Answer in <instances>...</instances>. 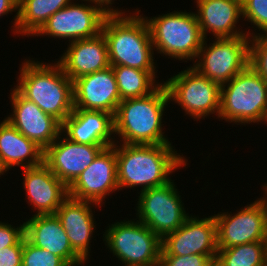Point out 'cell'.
I'll use <instances>...</instances> for the list:
<instances>
[{
    "mask_svg": "<svg viewBox=\"0 0 267 266\" xmlns=\"http://www.w3.org/2000/svg\"><path fill=\"white\" fill-rule=\"evenodd\" d=\"M61 133L81 144L113 146L116 143L113 115L105 111L73 109L61 123Z\"/></svg>",
    "mask_w": 267,
    "mask_h": 266,
    "instance_id": "23",
    "label": "cell"
},
{
    "mask_svg": "<svg viewBox=\"0 0 267 266\" xmlns=\"http://www.w3.org/2000/svg\"><path fill=\"white\" fill-rule=\"evenodd\" d=\"M25 58L14 88L44 113L66 120L74 109L73 81L55 61L46 63Z\"/></svg>",
    "mask_w": 267,
    "mask_h": 266,
    "instance_id": "3",
    "label": "cell"
},
{
    "mask_svg": "<svg viewBox=\"0 0 267 266\" xmlns=\"http://www.w3.org/2000/svg\"><path fill=\"white\" fill-rule=\"evenodd\" d=\"M102 207L90 201L68 196L56 211L72 249L87 263L91 253V239L97 226L95 209ZM94 209V212H93ZM94 213V214H93ZM94 233V234H93Z\"/></svg>",
    "mask_w": 267,
    "mask_h": 266,
    "instance_id": "18",
    "label": "cell"
},
{
    "mask_svg": "<svg viewBox=\"0 0 267 266\" xmlns=\"http://www.w3.org/2000/svg\"><path fill=\"white\" fill-rule=\"evenodd\" d=\"M169 104L163 83L148 96L121 101L113 116L116 143L172 144L162 124Z\"/></svg>",
    "mask_w": 267,
    "mask_h": 266,
    "instance_id": "4",
    "label": "cell"
},
{
    "mask_svg": "<svg viewBox=\"0 0 267 266\" xmlns=\"http://www.w3.org/2000/svg\"><path fill=\"white\" fill-rule=\"evenodd\" d=\"M44 150L19 132L5 118L0 121V165L9 172L16 166L35 167L43 163Z\"/></svg>",
    "mask_w": 267,
    "mask_h": 266,
    "instance_id": "24",
    "label": "cell"
},
{
    "mask_svg": "<svg viewBox=\"0 0 267 266\" xmlns=\"http://www.w3.org/2000/svg\"><path fill=\"white\" fill-rule=\"evenodd\" d=\"M250 65L267 79V32L250 38Z\"/></svg>",
    "mask_w": 267,
    "mask_h": 266,
    "instance_id": "30",
    "label": "cell"
},
{
    "mask_svg": "<svg viewBox=\"0 0 267 266\" xmlns=\"http://www.w3.org/2000/svg\"><path fill=\"white\" fill-rule=\"evenodd\" d=\"M261 189L262 191H264L263 197L261 196L258 199L263 203V206L265 207L266 215H267V183L266 182L262 185Z\"/></svg>",
    "mask_w": 267,
    "mask_h": 266,
    "instance_id": "36",
    "label": "cell"
},
{
    "mask_svg": "<svg viewBox=\"0 0 267 266\" xmlns=\"http://www.w3.org/2000/svg\"><path fill=\"white\" fill-rule=\"evenodd\" d=\"M23 188L34 215L55 214L68 197V187L44 164L24 168Z\"/></svg>",
    "mask_w": 267,
    "mask_h": 266,
    "instance_id": "19",
    "label": "cell"
},
{
    "mask_svg": "<svg viewBox=\"0 0 267 266\" xmlns=\"http://www.w3.org/2000/svg\"><path fill=\"white\" fill-rule=\"evenodd\" d=\"M213 215L217 226L218 249L267 242L266 210L258 198L242 206L235 214L227 211Z\"/></svg>",
    "mask_w": 267,
    "mask_h": 266,
    "instance_id": "12",
    "label": "cell"
},
{
    "mask_svg": "<svg viewBox=\"0 0 267 266\" xmlns=\"http://www.w3.org/2000/svg\"><path fill=\"white\" fill-rule=\"evenodd\" d=\"M204 266H220L217 257L210 259Z\"/></svg>",
    "mask_w": 267,
    "mask_h": 266,
    "instance_id": "37",
    "label": "cell"
},
{
    "mask_svg": "<svg viewBox=\"0 0 267 266\" xmlns=\"http://www.w3.org/2000/svg\"><path fill=\"white\" fill-rule=\"evenodd\" d=\"M110 146L76 143L60 133L58 138L44 150L43 163L69 187L97 155Z\"/></svg>",
    "mask_w": 267,
    "mask_h": 266,
    "instance_id": "16",
    "label": "cell"
},
{
    "mask_svg": "<svg viewBox=\"0 0 267 266\" xmlns=\"http://www.w3.org/2000/svg\"><path fill=\"white\" fill-rule=\"evenodd\" d=\"M22 266H68L59 256L31 244L23 237Z\"/></svg>",
    "mask_w": 267,
    "mask_h": 266,
    "instance_id": "29",
    "label": "cell"
},
{
    "mask_svg": "<svg viewBox=\"0 0 267 266\" xmlns=\"http://www.w3.org/2000/svg\"><path fill=\"white\" fill-rule=\"evenodd\" d=\"M24 236L33 245L59 256L68 266L86 262L72 249L56 214L33 215L24 221Z\"/></svg>",
    "mask_w": 267,
    "mask_h": 266,
    "instance_id": "20",
    "label": "cell"
},
{
    "mask_svg": "<svg viewBox=\"0 0 267 266\" xmlns=\"http://www.w3.org/2000/svg\"><path fill=\"white\" fill-rule=\"evenodd\" d=\"M74 109L105 111L114 116L121 102L111 66L73 81Z\"/></svg>",
    "mask_w": 267,
    "mask_h": 266,
    "instance_id": "17",
    "label": "cell"
},
{
    "mask_svg": "<svg viewBox=\"0 0 267 266\" xmlns=\"http://www.w3.org/2000/svg\"><path fill=\"white\" fill-rule=\"evenodd\" d=\"M11 113L5 119L29 140L45 150L61 133V123L24 98L14 87L10 90Z\"/></svg>",
    "mask_w": 267,
    "mask_h": 266,
    "instance_id": "15",
    "label": "cell"
},
{
    "mask_svg": "<svg viewBox=\"0 0 267 266\" xmlns=\"http://www.w3.org/2000/svg\"><path fill=\"white\" fill-rule=\"evenodd\" d=\"M220 266H267V242H253L218 249Z\"/></svg>",
    "mask_w": 267,
    "mask_h": 266,
    "instance_id": "27",
    "label": "cell"
},
{
    "mask_svg": "<svg viewBox=\"0 0 267 266\" xmlns=\"http://www.w3.org/2000/svg\"><path fill=\"white\" fill-rule=\"evenodd\" d=\"M117 190L116 150L110 146L104 148L68 187V196L103 206L107 195L109 197Z\"/></svg>",
    "mask_w": 267,
    "mask_h": 266,
    "instance_id": "14",
    "label": "cell"
},
{
    "mask_svg": "<svg viewBox=\"0 0 267 266\" xmlns=\"http://www.w3.org/2000/svg\"><path fill=\"white\" fill-rule=\"evenodd\" d=\"M5 171L3 170V168L1 167V165H0V177L3 175V177H4V175H5Z\"/></svg>",
    "mask_w": 267,
    "mask_h": 266,
    "instance_id": "38",
    "label": "cell"
},
{
    "mask_svg": "<svg viewBox=\"0 0 267 266\" xmlns=\"http://www.w3.org/2000/svg\"><path fill=\"white\" fill-rule=\"evenodd\" d=\"M77 1H72L51 15L34 37L67 39L69 43L99 35L110 11L95 1L82 0L81 3Z\"/></svg>",
    "mask_w": 267,
    "mask_h": 266,
    "instance_id": "11",
    "label": "cell"
},
{
    "mask_svg": "<svg viewBox=\"0 0 267 266\" xmlns=\"http://www.w3.org/2000/svg\"><path fill=\"white\" fill-rule=\"evenodd\" d=\"M72 1L74 0H18V20L15 35L32 38L51 15Z\"/></svg>",
    "mask_w": 267,
    "mask_h": 266,
    "instance_id": "25",
    "label": "cell"
},
{
    "mask_svg": "<svg viewBox=\"0 0 267 266\" xmlns=\"http://www.w3.org/2000/svg\"><path fill=\"white\" fill-rule=\"evenodd\" d=\"M143 16L157 54L183 62L196 60L205 38L195 12L174 10L155 17Z\"/></svg>",
    "mask_w": 267,
    "mask_h": 266,
    "instance_id": "6",
    "label": "cell"
},
{
    "mask_svg": "<svg viewBox=\"0 0 267 266\" xmlns=\"http://www.w3.org/2000/svg\"><path fill=\"white\" fill-rule=\"evenodd\" d=\"M121 101L126 99L141 98L150 95L162 83L157 82L158 71H144L127 66H111Z\"/></svg>",
    "mask_w": 267,
    "mask_h": 266,
    "instance_id": "26",
    "label": "cell"
},
{
    "mask_svg": "<svg viewBox=\"0 0 267 266\" xmlns=\"http://www.w3.org/2000/svg\"><path fill=\"white\" fill-rule=\"evenodd\" d=\"M65 49L56 62L72 81L110 66L107 43L102 33L69 42Z\"/></svg>",
    "mask_w": 267,
    "mask_h": 266,
    "instance_id": "22",
    "label": "cell"
},
{
    "mask_svg": "<svg viewBox=\"0 0 267 266\" xmlns=\"http://www.w3.org/2000/svg\"><path fill=\"white\" fill-rule=\"evenodd\" d=\"M175 180L137 192L136 219L144 223L161 240L176 231L191 215L186 212L184 202Z\"/></svg>",
    "mask_w": 267,
    "mask_h": 266,
    "instance_id": "9",
    "label": "cell"
},
{
    "mask_svg": "<svg viewBox=\"0 0 267 266\" xmlns=\"http://www.w3.org/2000/svg\"><path fill=\"white\" fill-rule=\"evenodd\" d=\"M163 80L169 102L178 104L196 121L209 118L214 114L217 119L220 112L221 85L200 74L191 65L185 70Z\"/></svg>",
    "mask_w": 267,
    "mask_h": 266,
    "instance_id": "8",
    "label": "cell"
},
{
    "mask_svg": "<svg viewBox=\"0 0 267 266\" xmlns=\"http://www.w3.org/2000/svg\"><path fill=\"white\" fill-rule=\"evenodd\" d=\"M105 229L102 239L106 249L122 266H159L162 240L144 223L126 218Z\"/></svg>",
    "mask_w": 267,
    "mask_h": 266,
    "instance_id": "7",
    "label": "cell"
},
{
    "mask_svg": "<svg viewBox=\"0 0 267 266\" xmlns=\"http://www.w3.org/2000/svg\"><path fill=\"white\" fill-rule=\"evenodd\" d=\"M196 17L202 35L214 38L248 36L238 25L242 17V0H195ZM238 25V26H237ZM241 26V28H239Z\"/></svg>",
    "mask_w": 267,
    "mask_h": 266,
    "instance_id": "21",
    "label": "cell"
},
{
    "mask_svg": "<svg viewBox=\"0 0 267 266\" xmlns=\"http://www.w3.org/2000/svg\"><path fill=\"white\" fill-rule=\"evenodd\" d=\"M81 0H79L80 2ZM90 1H95L97 3H100L101 5H103L106 9H108L110 12H120V11H125V9L121 10V8H115L114 6H112L113 4H115L114 2L116 0H90Z\"/></svg>",
    "mask_w": 267,
    "mask_h": 266,
    "instance_id": "35",
    "label": "cell"
},
{
    "mask_svg": "<svg viewBox=\"0 0 267 266\" xmlns=\"http://www.w3.org/2000/svg\"><path fill=\"white\" fill-rule=\"evenodd\" d=\"M210 259L204 255L160 256L159 266H204Z\"/></svg>",
    "mask_w": 267,
    "mask_h": 266,
    "instance_id": "32",
    "label": "cell"
},
{
    "mask_svg": "<svg viewBox=\"0 0 267 266\" xmlns=\"http://www.w3.org/2000/svg\"><path fill=\"white\" fill-rule=\"evenodd\" d=\"M218 119L232 125L267 126V79L250 64L221 85Z\"/></svg>",
    "mask_w": 267,
    "mask_h": 266,
    "instance_id": "5",
    "label": "cell"
},
{
    "mask_svg": "<svg viewBox=\"0 0 267 266\" xmlns=\"http://www.w3.org/2000/svg\"><path fill=\"white\" fill-rule=\"evenodd\" d=\"M24 237V222L14 226L12 223L0 221V250L16 245Z\"/></svg>",
    "mask_w": 267,
    "mask_h": 266,
    "instance_id": "31",
    "label": "cell"
},
{
    "mask_svg": "<svg viewBox=\"0 0 267 266\" xmlns=\"http://www.w3.org/2000/svg\"><path fill=\"white\" fill-rule=\"evenodd\" d=\"M23 238L14 246L0 250V266H22Z\"/></svg>",
    "mask_w": 267,
    "mask_h": 266,
    "instance_id": "33",
    "label": "cell"
},
{
    "mask_svg": "<svg viewBox=\"0 0 267 266\" xmlns=\"http://www.w3.org/2000/svg\"><path fill=\"white\" fill-rule=\"evenodd\" d=\"M129 12V9L110 12L103 22L101 33L107 43L110 66L158 71L149 27L143 13L140 14L138 8L132 14Z\"/></svg>",
    "mask_w": 267,
    "mask_h": 266,
    "instance_id": "2",
    "label": "cell"
},
{
    "mask_svg": "<svg viewBox=\"0 0 267 266\" xmlns=\"http://www.w3.org/2000/svg\"><path fill=\"white\" fill-rule=\"evenodd\" d=\"M217 226L214 215H190L174 232L162 239L160 256H186L198 254L209 259L217 257Z\"/></svg>",
    "mask_w": 267,
    "mask_h": 266,
    "instance_id": "13",
    "label": "cell"
},
{
    "mask_svg": "<svg viewBox=\"0 0 267 266\" xmlns=\"http://www.w3.org/2000/svg\"><path fill=\"white\" fill-rule=\"evenodd\" d=\"M119 144V145H118ZM119 190L141 187L139 192L170 182L172 173L187 168L188 159L172 144L115 143ZM174 148V149H173Z\"/></svg>",
    "mask_w": 267,
    "mask_h": 266,
    "instance_id": "1",
    "label": "cell"
},
{
    "mask_svg": "<svg viewBox=\"0 0 267 266\" xmlns=\"http://www.w3.org/2000/svg\"><path fill=\"white\" fill-rule=\"evenodd\" d=\"M18 0H0V17L2 16H7V14H13L12 12H15L16 14L13 17V21L11 28L13 27V29H11V32L13 31V34L15 35V29H16V24H17V20H18Z\"/></svg>",
    "mask_w": 267,
    "mask_h": 266,
    "instance_id": "34",
    "label": "cell"
},
{
    "mask_svg": "<svg viewBox=\"0 0 267 266\" xmlns=\"http://www.w3.org/2000/svg\"><path fill=\"white\" fill-rule=\"evenodd\" d=\"M242 17L254 29L248 26L246 33L250 38L267 32V0H242Z\"/></svg>",
    "mask_w": 267,
    "mask_h": 266,
    "instance_id": "28",
    "label": "cell"
},
{
    "mask_svg": "<svg viewBox=\"0 0 267 266\" xmlns=\"http://www.w3.org/2000/svg\"><path fill=\"white\" fill-rule=\"evenodd\" d=\"M207 40V41H206ZM204 39L192 63L200 74L220 85L229 82L250 64V37Z\"/></svg>",
    "mask_w": 267,
    "mask_h": 266,
    "instance_id": "10",
    "label": "cell"
}]
</instances>
